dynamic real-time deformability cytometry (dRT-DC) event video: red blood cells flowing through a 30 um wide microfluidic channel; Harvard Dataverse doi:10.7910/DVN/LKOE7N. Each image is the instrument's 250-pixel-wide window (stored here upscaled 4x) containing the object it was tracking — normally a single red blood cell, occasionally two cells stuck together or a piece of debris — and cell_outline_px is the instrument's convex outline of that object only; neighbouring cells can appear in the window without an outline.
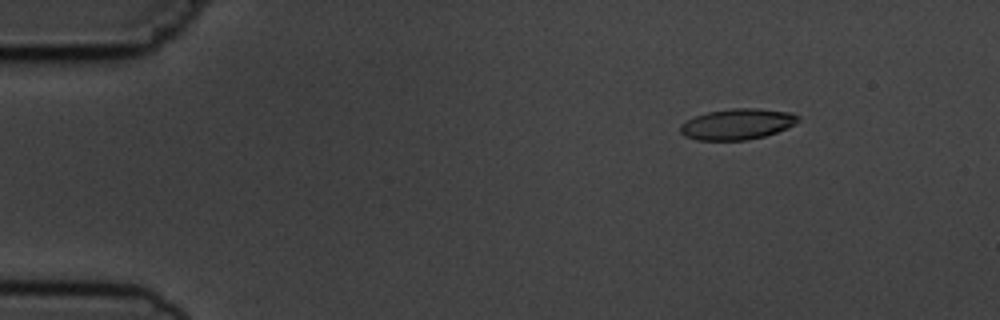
{"species": "common noctule bat (a hibernating species)", "species_latin": "Nyctalus noctula", "temperature_condition": "cold", "stored_images_in_passage": 4, "camera_frame_rate_fps": 3000, "um_per_image_px": 0.085, "animal": {"sex": "male", "body_mass_g": 19.5, "forearm_length_mm": 54.6}, "frame": {"image": 1, "passage_image": 1, "time_ms": 0.0, "image_size_px": [1000, 320], "cell_outline_px": [[800, 120], [776, 132], [764, 136], [744, 140], [696, 140], [684, 136], [680, 132], [680, 124], [696, 116], [708, 112], [732, 108], [760, 108], [792, 112], [800, 116]], "centroid_in_image_um": [62.66, 10.54], "position_along_channel_um": 22.3, "area_um2": 21.1}}
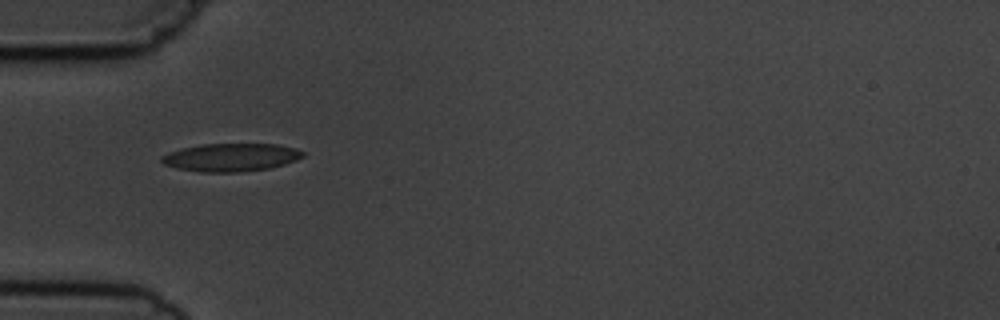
{"frame": {"image": 2, "passage_image": 4, "time_ms": 3.333, "image_size_px": [1000, 320], "cell_outline_px": [[304, 156], [296, 160], [284, 164], [268, 168], [236, 172], [200, 172], [176, 168], [164, 164], [160, 160], [160, 156], [168, 152], [180, 148], [204, 144], [276, 144], [296, 148], [304, 152]], "centroid_in_image_um": [19.59, 13.37], "position_along_channel_um": 65.4, "area_um2": 23.06}}